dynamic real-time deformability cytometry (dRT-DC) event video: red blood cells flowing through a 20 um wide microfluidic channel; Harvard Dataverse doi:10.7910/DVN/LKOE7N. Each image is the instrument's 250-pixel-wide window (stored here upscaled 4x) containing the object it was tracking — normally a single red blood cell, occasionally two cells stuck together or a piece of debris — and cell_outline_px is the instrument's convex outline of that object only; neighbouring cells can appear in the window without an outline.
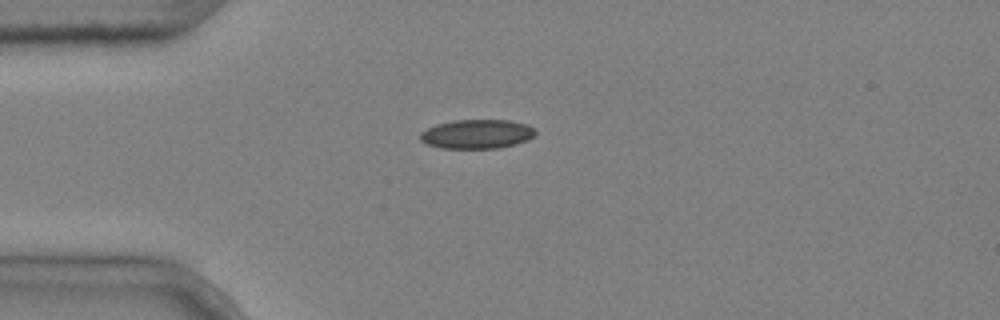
{"species": "common noctule bat (a hibernating species)", "species_latin": "Nyctalus noctula", "temperature_condition": "cold", "stored_images_in_passage": 5, "camera_frame_rate_fps": 3000, "um_per_image_px": 0.085, "animal": {"sex": "male", "body_mass_g": 20.4}, "frame": {"image": 1, "passage_image": 1, "time_ms": 0.0, "image_size_px": [1000, 320], "cell_outline_px": [[536, 136], [528, 140], [516, 144], [500, 148], [440, 148], [424, 144], [420, 140], [420, 132], [436, 124], [452, 120], [512, 120], [528, 124], [536, 132]], "centroid_in_image_um": [40.54, 11.39], "position_along_channel_um": 44.5, "area_um2": 19.88}}